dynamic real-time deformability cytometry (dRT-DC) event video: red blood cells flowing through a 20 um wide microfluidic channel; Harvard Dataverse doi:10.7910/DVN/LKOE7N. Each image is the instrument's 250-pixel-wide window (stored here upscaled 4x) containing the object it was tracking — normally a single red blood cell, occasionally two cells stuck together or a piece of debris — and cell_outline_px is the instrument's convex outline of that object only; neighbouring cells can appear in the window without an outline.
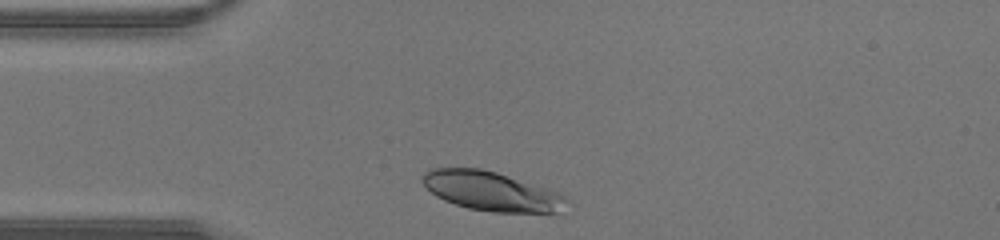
{"species": "human", "species_latin": "Homo sapiens", "temperature_condition": "warm", "stored_images_in_passage": 27, "camera_frame_rate_fps": 3000, "um_per_image_px": 0.085, "donor": {"sex": "male"}, "frame": {"image": 1, "passage_image": 2, "time_ms": 0.333, "image_size_px": [1000, 240], "cell_outline_px": [[572, 200], [556, 212], [492, 212], [468, 208], [444, 200], [436, 196], [424, 184], [420, 176], [424, 172], [432, 168], [480, 168], [496, 172], [548, 188]], "centroid_in_image_um": [41.75, 16.24], "position_along_channel_um": 43.2, "area_um2": 32.71}}
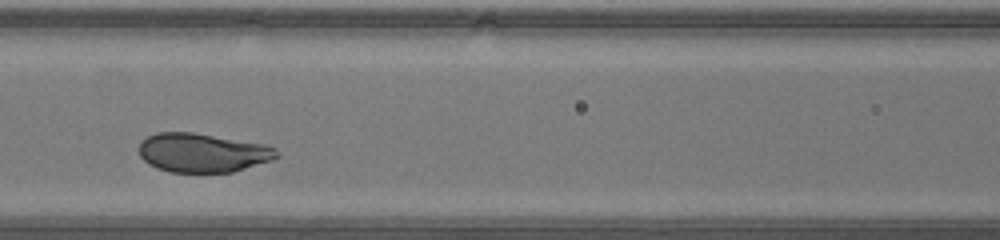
{"frame": {"image": 2, "passage_image": 11, "time_ms": 3.333, "image_size_px": [1000, 240], "cell_outline_px": [[280, 156], [272, 160], [232, 172], [168, 172], [156, 168], [148, 164], [140, 156], [140, 140], [156, 132], [192, 132], [264, 144], [276, 148], [280, 152]], "centroid_in_image_um": [17.21, 12.98], "position_along_channel_um": 149.4, "area_um2": 31.39}}
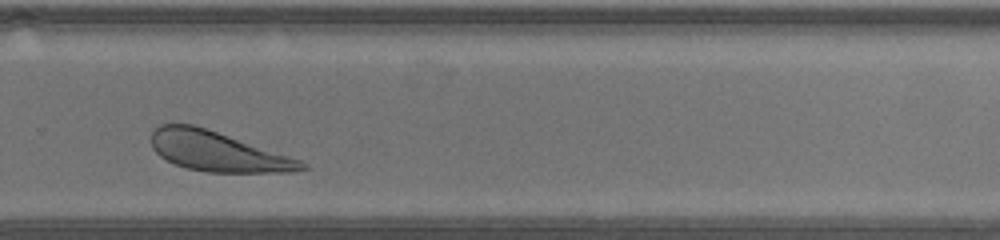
{"frame": {"image": 3, "passage_image": 22, "time_ms": 7.0, "image_size_px": [1000, 240], "cell_outline_px": [[308, 168], [292, 172], [208, 172], [188, 168], [176, 164], [160, 156], [152, 148], [152, 132], [160, 124], [192, 124], [300, 160], [308, 164]], "centroid_in_image_um": [18.47, 12.88], "position_along_channel_um": 311.3, "area_um2": 34.04}}